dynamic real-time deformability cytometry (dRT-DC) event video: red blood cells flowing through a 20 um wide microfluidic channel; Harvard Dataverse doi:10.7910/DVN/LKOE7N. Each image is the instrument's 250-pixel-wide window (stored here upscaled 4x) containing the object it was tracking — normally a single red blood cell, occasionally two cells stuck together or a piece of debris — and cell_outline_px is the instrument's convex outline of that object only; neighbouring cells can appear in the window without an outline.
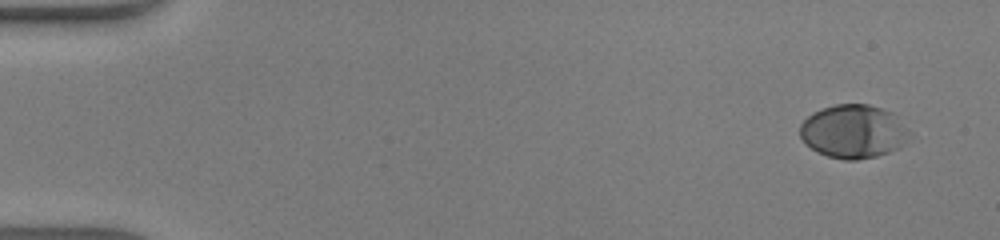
{"species": "human", "species_latin": "Homo sapiens", "temperature_condition": "warm", "stored_images_in_passage": 46, "camera_frame_rate_fps": 3000, "um_per_image_px": 0.085, "donor": {"sex": "male"}, "frame": {"image": 1, "passage_image": 1, "time_ms": 0.0, "image_size_px": [1000, 240], "cell_outline_px": [[912, 132], [896, 148], [888, 152], [876, 156], [856, 160], [844, 160], [828, 156], [816, 152], [804, 144], [800, 136], [800, 124], [812, 112], [836, 104], [868, 104], [892, 112]], "centroid_in_image_um": [72.49, 11.17], "position_along_channel_um": 12.5, "area_um2": 34.04}}
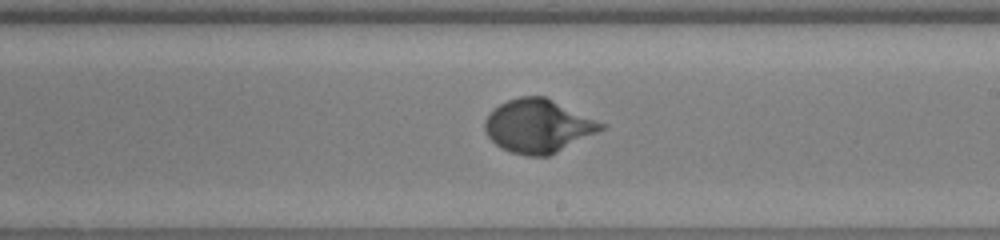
{"frame": {"image": 2, "passage_image": 27, "time_ms": 8.667, "image_size_px": [1000, 240], "cell_outline_px": [[608, 128], [548, 156], [528, 156], [512, 152], [500, 148], [484, 132], [484, 120], [488, 112], [492, 108], [508, 100], [520, 96], [544, 96], [608, 124]], "centroid_in_image_um": [45.76, 10.7], "position_along_channel_um": 243.2, "area_um2": 36.53}}
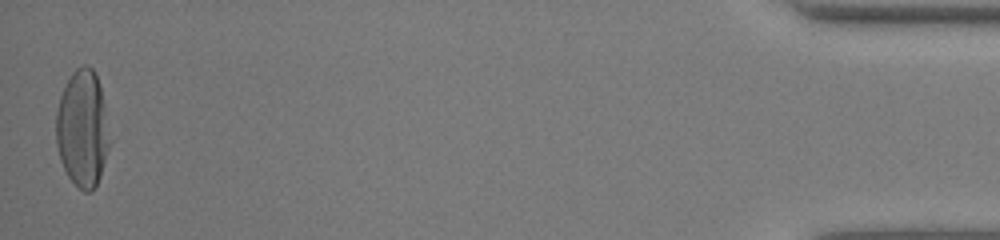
{"frame": {"image": 3, "passage_image": 46, "time_ms": 15.0, "image_size_px": [1000, 240], "cell_outline_px": [[112, 140], [100, 176], [92, 192], [84, 192], [68, 176], [60, 160], [56, 144], [56, 112], [60, 96], [72, 72], [76, 68], [84, 64], [88, 64], [96, 72], [104, 100]], "centroid_in_image_um": [7.04, 10.91], "position_along_channel_um": 428.2, "area_um2": 36.99}, "authors_computed_cell_mechanics": {"area_um2": 34.0153, "velocity_mm_per_s": 4.3212, "shape_relaxation_time_tau1_ms": 2.9373, "shape_relaxation_time_tau2_ms": null, "deformation_change_tau1": 0.2163, "deformation_change_tau2": null}}